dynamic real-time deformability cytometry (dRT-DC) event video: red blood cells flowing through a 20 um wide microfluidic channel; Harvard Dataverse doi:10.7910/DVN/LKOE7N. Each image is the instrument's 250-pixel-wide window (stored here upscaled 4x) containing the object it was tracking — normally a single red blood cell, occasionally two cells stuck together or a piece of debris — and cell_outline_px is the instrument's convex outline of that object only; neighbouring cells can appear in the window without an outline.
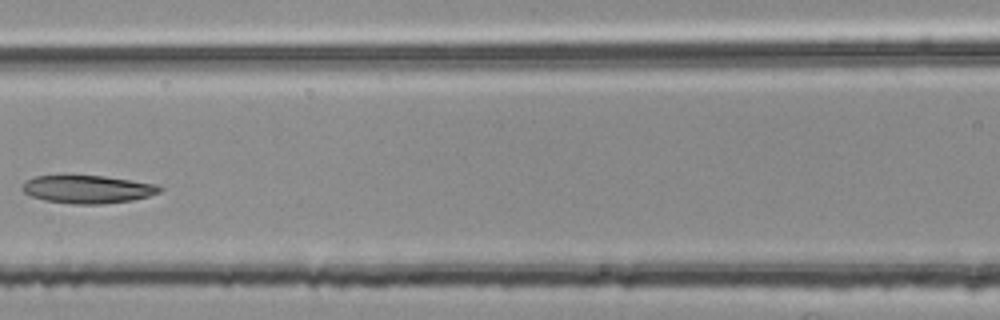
{"species": "common noctule bat (a hibernating species)", "species_latin": "Nyctalus noctula", "temperature_condition": "room temperature", "stored_images_in_passage": 6, "camera_frame_rate_fps": 3000, "um_per_image_px": 0.085, "animal": {"sex": "female", "body_mass_g": 25.1}, "frame": {"image": 1, "passage_image": 6, "time_ms": 1.667, "image_size_px": [1000, 320], "cell_outline_px": [[164, 188], [160, 192], [148, 196], [132, 200], [100, 204], [72, 204], [44, 200], [32, 196], [24, 192], [20, 188], [28, 180], [36, 176], [64, 172], [104, 176], [160, 184]], "centroid_in_image_um": [7.44, 16.04], "position_along_channel_um": 159.2, "area_um2": 23.29}}